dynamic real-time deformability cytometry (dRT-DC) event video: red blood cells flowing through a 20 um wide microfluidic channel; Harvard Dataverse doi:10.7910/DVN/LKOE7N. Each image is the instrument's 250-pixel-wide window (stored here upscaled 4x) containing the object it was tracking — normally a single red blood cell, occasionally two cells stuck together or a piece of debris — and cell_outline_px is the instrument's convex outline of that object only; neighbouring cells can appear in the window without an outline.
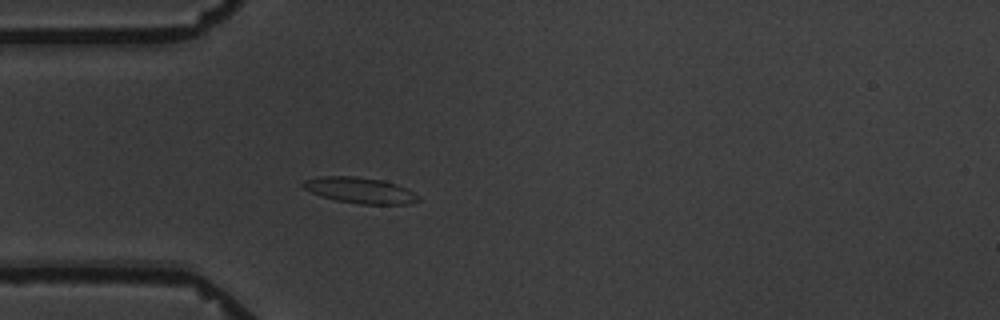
{"species": "common noctule bat (a hibernating species)", "species_latin": "Nyctalus noctula", "temperature_condition": "warm", "stored_images_in_passage": 2, "camera_frame_rate_fps": 3000, "um_per_image_px": 0.085, "animal": {"sex": "male", "body_mass_g": 19.5, "forearm_length_mm": 54.6}, "frame": {"image": 1, "passage_image": 2, "time_ms": 1.333, "image_size_px": [1000, 320], "cell_outline_px": [[420, 200], [412, 204], [360, 204], [336, 200], [320, 196], [304, 188], [300, 184], [304, 180], [320, 176], [352, 176], [384, 180], [396, 184], [420, 196]], "centroid_in_image_um": [30.59, 16.18], "position_along_channel_um": 54.4, "area_um2": 17.4}}